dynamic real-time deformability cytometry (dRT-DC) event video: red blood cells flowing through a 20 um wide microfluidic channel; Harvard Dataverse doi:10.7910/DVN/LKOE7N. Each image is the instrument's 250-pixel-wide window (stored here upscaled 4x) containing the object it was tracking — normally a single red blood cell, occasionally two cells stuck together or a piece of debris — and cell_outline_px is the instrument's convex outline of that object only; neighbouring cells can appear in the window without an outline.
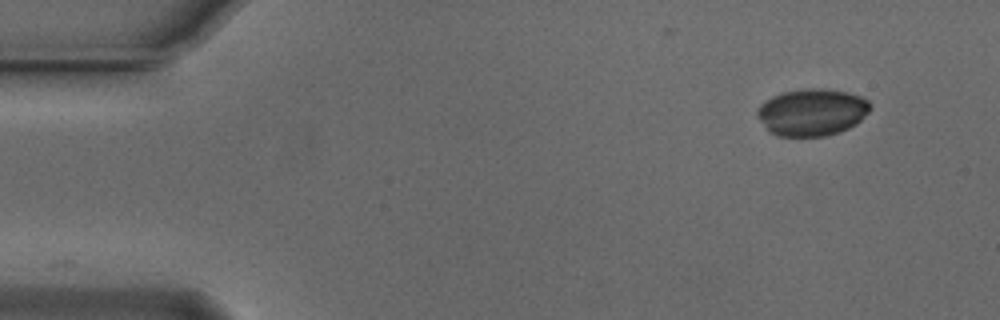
{"species": "Egyptian fruit bat (a non-hibernating species)", "species_latin": "Rousettus aegyptiacus", "temperature_condition": "cold", "stored_images_in_passage": 40, "camera_frame_rate_fps": 3000, "um_per_image_px": 0.085, "animal": {"sex": "male"}, "frame": {"image": 1, "passage_image": 1, "time_ms": 0.0, "image_size_px": [1000, 320], "cell_outline_px": [[872, 108], [856, 124], [840, 132], [824, 136], [776, 136], [756, 116], [756, 112], [760, 104], [772, 96], [784, 92], [804, 88], [820, 88], [848, 92], [860, 96], [868, 100], [872, 104]], "centroid_in_image_um": [69.04, 9.53], "position_along_channel_um": 16.0, "area_um2": 30.98}}
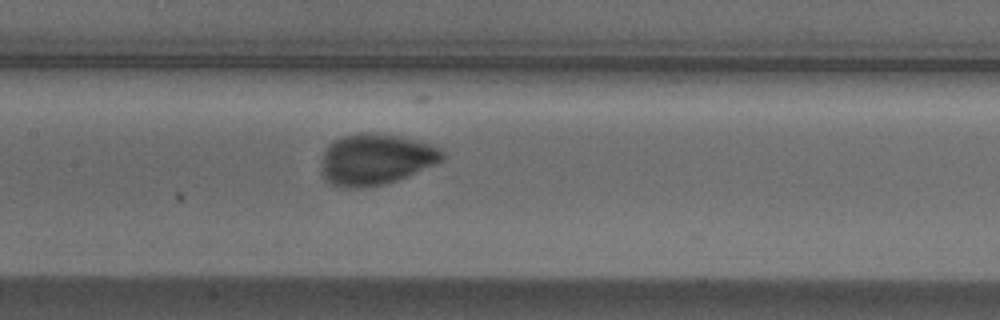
{"frame": {"image": 2, "passage_image": 22, "time_ms": 7.0, "image_size_px": [1000, 320], "cell_outline_px": [[444, 160], [396, 180], [384, 184], [356, 188], [344, 188], [332, 184], [324, 180], [320, 176], [320, 172], [324, 148], [332, 140], [344, 136], [360, 132], [368, 132], [400, 136], [416, 140], [444, 148]], "centroid_in_image_um": [31.89, 13.53], "position_along_channel_um": 175.5, "area_um2": 36.36}}
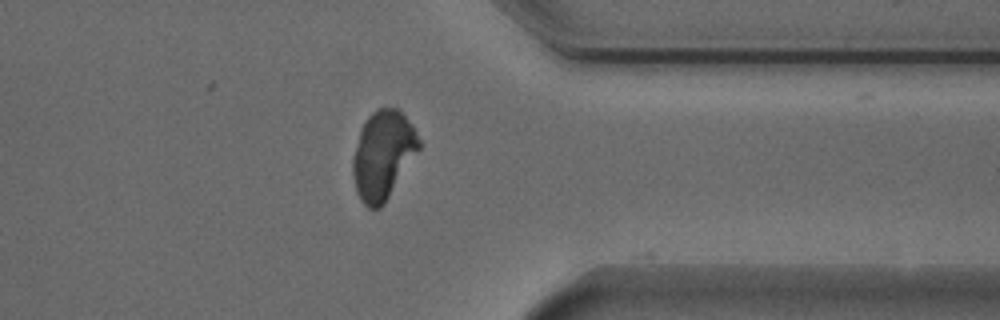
{"frame": {"image": 3, "passage_image": 39, "time_ms": 12.667, "image_size_px": [1000, 320], "cell_outline_px": [[420, 148], [384, 204], [380, 208], [368, 208], [360, 200], [356, 192], [352, 176], [352, 156], [360, 128], [368, 116], [376, 108], [396, 108], [412, 124], [420, 140]], "centroid_in_image_um": [32.51, 13.18], "position_along_channel_um": 378.9, "area_um2": 34.16}}